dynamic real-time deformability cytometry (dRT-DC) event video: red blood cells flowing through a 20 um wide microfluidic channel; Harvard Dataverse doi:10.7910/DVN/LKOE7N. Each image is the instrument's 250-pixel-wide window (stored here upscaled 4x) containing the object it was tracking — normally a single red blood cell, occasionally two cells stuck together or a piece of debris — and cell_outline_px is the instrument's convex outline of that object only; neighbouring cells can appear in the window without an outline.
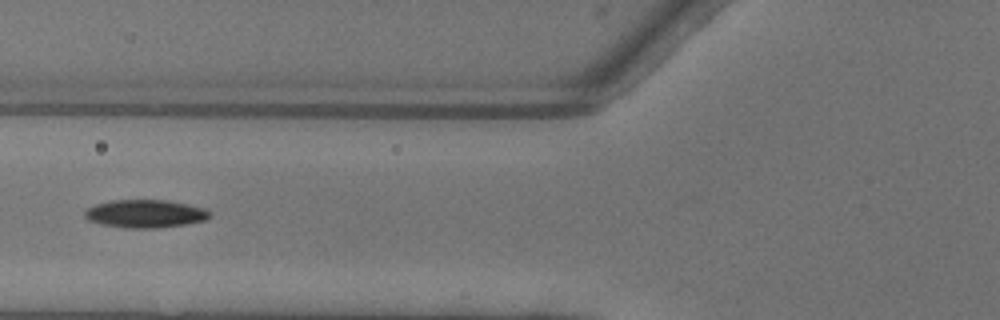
{"species": "common noctule bat (a hibernating species)", "species_latin": "Nyctalus noctula", "temperature_condition": "warm", "stored_images_in_passage": 36, "camera_frame_rate_fps": 3000, "um_per_image_px": 0.085, "animal": {"sex": "female"}, "frame": {"image": 1, "passage_image": 6, "time_ms": 1.667, "image_size_px": [1000, 320], "cell_outline_px": [[212, 216], [204, 220], [184, 224], [156, 228], [128, 228], [104, 224], [88, 220], [84, 216], [84, 212], [88, 208], [96, 204], [112, 200], [168, 200], [188, 204], [204, 208], [212, 212]], "centroid_in_image_um": [12.37, 18.15], "position_along_channel_um": 113.4, "area_um2": 20.29}, "authors_computed_cell_mechanics": {"area_um2": 19.9699, "velocity_mm_per_s": 4.1083, "shape_relaxation_time_tau1_ms": 2.9698, "shape_relaxation_time_tau2_ms": null, "deformation_change_tau1": 0.1442, "deformation_change_tau2": null}}